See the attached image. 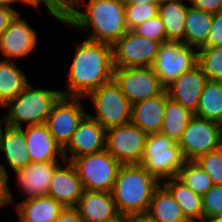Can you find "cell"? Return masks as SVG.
Masks as SVG:
<instances>
[{
    "label": "cell",
    "instance_id": "cell-1",
    "mask_svg": "<svg viewBox=\"0 0 222 222\" xmlns=\"http://www.w3.org/2000/svg\"><path fill=\"white\" fill-rule=\"evenodd\" d=\"M112 46L84 40L77 44L66 79L67 90L61 94L86 98L92 91L113 79Z\"/></svg>",
    "mask_w": 222,
    "mask_h": 222
},
{
    "label": "cell",
    "instance_id": "cell-13",
    "mask_svg": "<svg viewBox=\"0 0 222 222\" xmlns=\"http://www.w3.org/2000/svg\"><path fill=\"white\" fill-rule=\"evenodd\" d=\"M160 44L128 30L112 46L113 67H150L157 56Z\"/></svg>",
    "mask_w": 222,
    "mask_h": 222
},
{
    "label": "cell",
    "instance_id": "cell-27",
    "mask_svg": "<svg viewBox=\"0 0 222 222\" xmlns=\"http://www.w3.org/2000/svg\"><path fill=\"white\" fill-rule=\"evenodd\" d=\"M212 19V13L194 9L189 5L185 17L184 38L181 42L197 50L201 48L209 36Z\"/></svg>",
    "mask_w": 222,
    "mask_h": 222
},
{
    "label": "cell",
    "instance_id": "cell-43",
    "mask_svg": "<svg viewBox=\"0 0 222 222\" xmlns=\"http://www.w3.org/2000/svg\"><path fill=\"white\" fill-rule=\"evenodd\" d=\"M127 222H153L146 214L127 217Z\"/></svg>",
    "mask_w": 222,
    "mask_h": 222
},
{
    "label": "cell",
    "instance_id": "cell-6",
    "mask_svg": "<svg viewBox=\"0 0 222 222\" xmlns=\"http://www.w3.org/2000/svg\"><path fill=\"white\" fill-rule=\"evenodd\" d=\"M93 104L96 115H88L97 120L105 129L131 122L132 104L121 92L119 85L112 79L92 91L86 99Z\"/></svg>",
    "mask_w": 222,
    "mask_h": 222
},
{
    "label": "cell",
    "instance_id": "cell-33",
    "mask_svg": "<svg viewBox=\"0 0 222 222\" xmlns=\"http://www.w3.org/2000/svg\"><path fill=\"white\" fill-rule=\"evenodd\" d=\"M159 4L138 3L125 5L126 25L132 30L137 25L158 15Z\"/></svg>",
    "mask_w": 222,
    "mask_h": 222
},
{
    "label": "cell",
    "instance_id": "cell-7",
    "mask_svg": "<svg viewBox=\"0 0 222 222\" xmlns=\"http://www.w3.org/2000/svg\"><path fill=\"white\" fill-rule=\"evenodd\" d=\"M74 165L84 190L112 192L122 165L106 149L74 158Z\"/></svg>",
    "mask_w": 222,
    "mask_h": 222
},
{
    "label": "cell",
    "instance_id": "cell-34",
    "mask_svg": "<svg viewBox=\"0 0 222 222\" xmlns=\"http://www.w3.org/2000/svg\"><path fill=\"white\" fill-rule=\"evenodd\" d=\"M195 161L211 177L214 185H222V149L204 153Z\"/></svg>",
    "mask_w": 222,
    "mask_h": 222
},
{
    "label": "cell",
    "instance_id": "cell-18",
    "mask_svg": "<svg viewBox=\"0 0 222 222\" xmlns=\"http://www.w3.org/2000/svg\"><path fill=\"white\" fill-rule=\"evenodd\" d=\"M207 80V76L197 64L190 71L178 76L165 90L168 93V97L194 113Z\"/></svg>",
    "mask_w": 222,
    "mask_h": 222
},
{
    "label": "cell",
    "instance_id": "cell-25",
    "mask_svg": "<svg viewBox=\"0 0 222 222\" xmlns=\"http://www.w3.org/2000/svg\"><path fill=\"white\" fill-rule=\"evenodd\" d=\"M186 2V4H185ZM189 1L162 0L158 5V16L165 28L166 39L182 41L185 31V17Z\"/></svg>",
    "mask_w": 222,
    "mask_h": 222
},
{
    "label": "cell",
    "instance_id": "cell-36",
    "mask_svg": "<svg viewBox=\"0 0 222 222\" xmlns=\"http://www.w3.org/2000/svg\"><path fill=\"white\" fill-rule=\"evenodd\" d=\"M204 220L209 217L222 215V185H214L202 196Z\"/></svg>",
    "mask_w": 222,
    "mask_h": 222
},
{
    "label": "cell",
    "instance_id": "cell-3",
    "mask_svg": "<svg viewBox=\"0 0 222 222\" xmlns=\"http://www.w3.org/2000/svg\"><path fill=\"white\" fill-rule=\"evenodd\" d=\"M160 184L140 164L121 165L111 192L119 215L146 214L153 192Z\"/></svg>",
    "mask_w": 222,
    "mask_h": 222
},
{
    "label": "cell",
    "instance_id": "cell-49",
    "mask_svg": "<svg viewBox=\"0 0 222 222\" xmlns=\"http://www.w3.org/2000/svg\"><path fill=\"white\" fill-rule=\"evenodd\" d=\"M0 107H4V105L0 104ZM0 116H1V114H0ZM2 117L3 118L0 117V132H1L2 128H3V126L5 125V118H4V116H2Z\"/></svg>",
    "mask_w": 222,
    "mask_h": 222
},
{
    "label": "cell",
    "instance_id": "cell-4",
    "mask_svg": "<svg viewBox=\"0 0 222 222\" xmlns=\"http://www.w3.org/2000/svg\"><path fill=\"white\" fill-rule=\"evenodd\" d=\"M61 95V90L34 88L29 83L16 98L4 105L8 108V114H4L5 124L23 127V122L27 126L45 123Z\"/></svg>",
    "mask_w": 222,
    "mask_h": 222
},
{
    "label": "cell",
    "instance_id": "cell-42",
    "mask_svg": "<svg viewBox=\"0 0 222 222\" xmlns=\"http://www.w3.org/2000/svg\"><path fill=\"white\" fill-rule=\"evenodd\" d=\"M55 222H83L75 207H65Z\"/></svg>",
    "mask_w": 222,
    "mask_h": 222
},
{
    "label": "cell",
    "instance_id": "cell-21",
    "mask_svg": "<svg viewBox=\"0 0 222 222\" xmlns=\"http://www.w3.org/2000/svg\"><path fill=\"white\" fill-rule=\"evenodd\" d=\"M8 205L13 203L19 216V222H55L65 208L61 203L49 196L30 198L14 202L8 185ZM15 203V204H14Z\"/></svg>",
    "mask_w": 222,
    "mask_h": 222
},
{
    "label": "cell",
    "instance_id": "cell-44",
    "mask_svg": "<svg viewBox=\"0 0 222 222\" xmlns=\"http://www.w3.org/2000/svg\"><path fill=\"white\" fill-rule=\"evenodd\" d=\"M125 5L127 4H138V3H149V4H159L162 0H121Z\"/></svg>",
    "mask_w": 222,
    "mask_h": 222
},
{
    "label": "cell",
    "instance_id": "cell-28",
    "mask_svg": "<svg viewBox=\"0 0 222 222\" xmlns=\"http://www.w3.org/2000/svg\"><path fill=\"white\" fill-rule=\"evenodd\" d=\"M15 61L0 60V104L16 98L29 84L27 75Z\"/></svg>",
    "mask_w": 222,
    "mask_h": 222
},
{
    "label": "cell",
    "instance_id": "cell-12",
    "mask_svg": "<svg viewBox=\"0 0 222 222\" xmlns=\"http://www.w3.org/2000/svg\"><path fill=\"white\" fill-rule=\"evenodd\" d=\"M113 79L121 92L134 104L165 91L152 67L113 68Z\"/></svg>",
    "mask_w": 222,
    "mask_h": 222
},
{
    "label": "cell",
    "instance_id": "cell-31",
    "mask_svg": "<svg viewBox=\"0 0 222 222\" xmlns=\"http://www.w3.org/2000/svg\"><path fill=\"white\" fill-rule=\"evenodd\" d=\"M177 178L200 196H203L214 186L211 177L195 160H186L179 170Z\"/></svg>",
    "mask_w": 222,
    "mask_h": 222
},
{
    "label": "cell",
    "instance_id": "cell-45",
    "mask_svg": "<svg viewBox=\"0 0 222 222\" xmlns=\"http://www.w3.org/2000/svg\"><path fill=\"white\" fill-rule=\"evenodd\" d=\"M17 3H24L26 5H31L35 8H39L40 0H15Z\"/></svg>",
    "mask_w": 222,
    "mask_h": 222
},
{
    "label": "cell",
    "instance_id": "cell-47",
    "mask_svg": "<svg viewBox=\"0 0 222 222\" xmlns=\"http://www.w3.org/2000/svg\"><path fill=\"white\" fill-rule=\"evenodd\" d=\"M204 222H222V215L206 218Z\"/></svg>",
    "mask_w": 222,
    "mask_h": 222
},
{
    "label": "cell",
    "instance_id": "cell-50",
    "mask_svg": "<svg viewBox=\"0 0 222 222\" xmlns=\"http://www.w3.org/2000/svg\"><path fill=\"white\" fill-rule=\"evenodd\" d=\"M220 148L222 149V136H221Z\"/></svg>",
    "mask_w": 222,
    "mask_h": 222
},
{
    "label": "cell",
    "instance_id": "cell-10",
    "mask_svg": "<svg viewBox=\"0 0 222 222\" xmlns=\"http://www.w3.org/2000/svg\"><path fill=\"white\" fill-rule=\"evenodd\" d=\"M222 125L218 122L193 116L177 142L186 160L220 147Z\"/></svg>",
    "mask_w": 222,
    "mask_h": 222
},
{
    "label": "cell",
    "instance_id": "cell-5",
    "mask_svg": "<svg viewBox=\"0 0 222 222\" xmlns=\"http://www.w3.org/2000/svg\"><path fill=\"white\" fill-rule=\"evenodd\" d=\"M185 161L178 143L167 135L161 132L147 135L140 165L160 183L177 177Z\"/></svg>",
    "mask_w": 222,
    "mask_h": 222
},
{
    "label": "cell",
    "instance_id": "cell-24",
    "mask_svg": "<svg viewBox=\"0 0 222 222\" xmlns=\"http://www.w3.org/2000/svg\"><path fill=\"white\" fill-rule=\"evenodd\" d=\"M161 184L179 204L188 221L204 222L202 196L194 193L177 177L166 179Z\"/></svg>",
    "mask_w": 222,
    "mask_h": 222
},
{
    "label": "cell",
    "instance_id": "cell-17",
    "mask_svg": "<svg viewBox=\"0 0 222 222\" xmlns=\"http://www.w3.org/2000/svg\"><path fill=\"white\" fill-rule=\"evenodd\" d=\"M65 164V165H64ZM60 163L50 180L49 197L64 207H75L83 192V186L74 165L67 160Z\"/></svg>",
    "mask_w": 222,
    "mask_h": 222
},
{
    "label": "cell",
    "instance_id": "cell-22",
    "mask_svg": "<svg viewBox=\"0 0 222 222\" xmlns=\"http://www.w3.org/2000/svg\"><path fill=\"white\" fill-rule=\"evenodd\" d=\"M167 97L165 90L162 94L132 104L131 123L147 135L160 133Z\"/></svg>",
    "mask_w": 222,
    "mask_h": 222
},
{
    "label": "cell",
    "instance_id": "cell-41",
    "mask_svg": "<svg viewBox=\"0 0 222 222\" xmlns=\"http://www.w3.org/2000/svg\"><path fill=\"white\" fill-rule=\"evenodd\" d=\"M17 13L13 7H0V37Z\"/></svg>",
    "mask_w": 222,
    "mask_h": 222
},
{
    "label": "cell",
    "instance_id": "cell-9",
    "mask_svg": "<svg viewBox=\"0 0 222 222\" xmlns=\"http://www.w3.org/2000/svg\"><path fill=\"white\" fill-rule=\"evenodd\" d=\"M84 100L86 99L61 95L53 105L45 122L48 130L62 149L68 145L73 133L88 115L84 109Z\"/></svg>",
    "mask_w": 222,
    "mask_h": 222
},
{
    "label": "cell",
    "instance_id": "cell-29",
    "mask_svg": "<svg viewBox=\"0 0 222 222\" xmlns=\"http://www.w3.org/2000/svg\"><path fill=\"white\" fill-rule=\"evenodd\" d=\"M194 116L222 125V82L207 80L199 97Z\"/></svg>",
    "mask_w": 222,
    "mask_h": 222
},
{
    "label": "cell",
    "instance_id": "cell-38",
    "mask_svg": "<svg viewBox=\"0 0 222 222\" xmlns=\"http://www.w3.org/2000/svg\"><path fill=\"white\" fill-rule=\"evenodd\" d=\"M217 46H222V10L213 14L209 36L201 48Z\"/></svg>",
    "mask_w": 222,
    "mask_h": 222
},
{
    "label": "cell",
    "instance_id": "cell-35",
    "mask_svg": "<svg viewBox=\"0 0 222 222\" xmlns=\"http://www.w3.org/2000/svg\"><path fill=\"white\" fill-rule=\"evenodd\" d=\"M131 31L138 36L160 43L168 41L166 39L164 24L158 15L137 25Z\"/></svg>",
    "mask_w": 222,
    "mask_h": 222
},
{
    "label": "cell",
    "instance_id": "cell-2",
    "mask_svg": "<svg viewBox=\"0 0 222 222\" xmlns=\"http://www.w3.org/2000/svg\"><path fill=\"white\" fill-rule=\"evenodd\" d=\"M58 22L87 32L91 41L111 46L128 31L125 4L121 0L80 1Z\"/></svg>",
    "mask_w": 222,
    "mask_h": 222
},
{
    "label": "cell",
    "instance_id": "cell-14",
    "mask_svg": "<svg viewBox=\"0 0 222 222\" xmlns=\"http://www.w3.org/2000/svg\"><path fill=\"white\" fill-rule=\"evenodd\" d=\"M18 12L0 37V54L8 61L28 56L38 46V34ZM13 59V60H12Z\"/></svg>",
    "mask_w": 222,
    "mask_h": 222
},
{
    "label": "cell",
    "instance_id": "cell-46",
    "mask_svg": "<svg viewBox=\"0 0 222 222\" xmlns=\"http://www.w3.org/2000/svg\"><path fill=\"white\" fill-rule=\"evenodd\" d=\"M17 3L15 0H0V7H12V4Z\"/></svg>",
    "mask_w": 222,
    "mask_h": 222
},
{
    "label": "cell",
    "instance_id": "cell-48",
    "mask_svg": "<svg viewBox=\"0 0 222 222\" xmlns=\"http://www.w3.org/2000/svg\"><path fill=\"white\" fill-rule=\"evenodd\" d=\"M108 222H127V217L119 215L116 219H113Z\"/></svg>",
    "mask_w": 222,
    "mask_h": 222
},
{
    "label": "cell",
    "instance_id": "cell-26",
    "mask_svg": "<svg viewBox=\"0 0 222 222\" xmlns=\"http://www.w3.org/2000/svg\"><path fill=\"white\" fill-rule=\"evenodd\" d=\"M146 215L153 222H188L179 204L162 184L153 192Z\"/></svg>",
    "mask_w": 222,
    "mask_h": 222
},
{
    "label": "cell",
    "instance_id": "cell-37",
    "mask_svg": "<svg viewBox=\"0 0 222 222\" xmlns=\"http://www.w3.org/2000/svg\"><path fill=\"white\" fill-rule=\"evenodd\" d=\"M80 1L83 0H40V3L46 5L50 16L52 15L56 20H60Z\"/></svg>",
    "mask_w": 222,
    "mask_h": 222
},
{
    "label": "cell",
    "instance_id": "cell-30",
    "mask_svg": "<svg viewBox=\"0 0 222 222\" xmlns=\"http://www.w3.org/2000/svg\"><path fill=\"white\" fill-rule=\"evenodd\" d=\"M193 116V112L188 108L167 97L161 133L177 143Z\"/></svg>",
    "mask_w": 222,
    "mask_h": 222
},
{
    "label": "cell",
    "instance_id": "cell-15",
    "mask_svg": "<svg viewBox=\"0 0 222 222\" xmlns=\"http://www.w3.org/2000/svg\"><path fill=\"white\" fill-rule=\"evenodd\" d=\"M106 129L87 115L79 124L68 145L63 149L65 160L100 152L105 149ZM70 153L71 156H68Z\"/></svg>",
    "mask_w": 222,
    "mask_h": 222
},
{
    "label": "cell",
    "instance_id": "cell-23",
    "mask_svg": "<svg viewBox=\"0 0 222 222\" xmlns=\"http://www.w3.org/2000/svg\"><path fill=\"white\" fill-rule=\"evenodd\" d=\"M4 128V129H3ZM0 132V151L9 167L16 172L31 163L23 127L5 124Z\"/></svg>",
    "mask_w": 222,
    "mask_h": 222
},
{
    "label": "cell",
    "instance_id": "cell-20",
    "mask_svg": "<svg viewBox=\"0 0 222 222\" xmlns=\"http://www.w3.org/2000/svg\"><path fill=\"white\" fill-rule=\"evenodd\" d=\"M31 162L65 160L62 147L56 142L45 123L29 125L24 129Z\"/></svg>",
    "mask_w": 222,
    "mask_h": 222
},
{
    "label": "cell",
    "instance_id": "cell-16",
    "mask_svg": "<svg viewBox=\"0 0 222 222\" xmlns=\"http://www.w3.org/2000/svg\"><path fill=\"white\" fill-rule=\"evenodd\" d=\"M62 161L31 162L23 169L15 172L18 188L26 199L46 196L49 192L50 180L56 167Z\"/></svg>",
    "mask_w": 222,
    "mask_h": 222
},
{
    "label": "cell",
    "instance_id": "cell-40",
    "mask_svg": "<svg viewBox=\"0 0 222 222\" xmlns=\"http://www.w3.org/2000/svg\"><path fill=\"white\" fill-rule=\"evenodd\" d=\"M9 173L7 167L0 164V209L8 204V180Z\"/></svg>",
    "mask_w": 222,
    "mask_h": 222
},
{
    "label": "cell",
    "instance_id": "cell-19",
    "mask_svg": "<svg viewBox=\"0 0 222 222\" xmlns=\"http://www.w3.org/2000/svg\"><path fill=\"white\" fill-rule=\"evenodd\" d=\"M75 208L83 222H108L119 216L112 193L107 191L83 190Z\"/></svg>",
    "mask_w": 222,
    "mask_h": 222
},
{
    "label": "cell",
    "instance_id": "cell-39",
    "mask_svg": "<svg viewBox=\"0 0 222 222\" xmlns=\"http://www.w3.org/2000/svg\"><path fill=\"white\" fill-rule=\"evenodd\" d=\"M194 9L210 12L212 14L222 10L221 0H189Z\"/></svg>",
    "mask_w": 222,
    "mask_h": 222
},
{
    "label": "cell",
    "instance_id": "cell-32",
    "mask_svg": "<svg viewBox=\"0 0 222 222\" xmlns=\"http://www.w3.org/2000/svg\"><path fill=\"white\" fill-rule=\"evenodd\" d=\"M197 59L207 79L222 82V46L199 48Z\"/></svg>",
    "mask_w": 222,
    "mask_h": 222
},
{
    "label": "cell",
    "instance_id": "cell-8",
    "mask_svg": "<svg viewBox=\"0 0 222 222\" xmlns=\"http://www.w3.org/2000/svg\"><path fill=\"white\" fill-rule=\"evenodd\" d=\"M198 64L197 49L181 41H165L159 46L152 69L166 88L182 73Z\"/></svg>",
    "mask_w": 222,
    "mask_h": 222
},
{
    "label": "cell",
    "instance_id": "cell-11",
    "mask_svg": "<svg viewBox=\"0 0 222 222\" xmlns=\"http://www.w3.org/2000/svg\"><path fill=\"white\" fill-rule=\"evenodd\" d=\"M147 134L131 122L106 129L105 149L122 165L140 164Z\"/></svg>",
    "mask_w": 222,
    "mask_h": 222
}]
</instances>
